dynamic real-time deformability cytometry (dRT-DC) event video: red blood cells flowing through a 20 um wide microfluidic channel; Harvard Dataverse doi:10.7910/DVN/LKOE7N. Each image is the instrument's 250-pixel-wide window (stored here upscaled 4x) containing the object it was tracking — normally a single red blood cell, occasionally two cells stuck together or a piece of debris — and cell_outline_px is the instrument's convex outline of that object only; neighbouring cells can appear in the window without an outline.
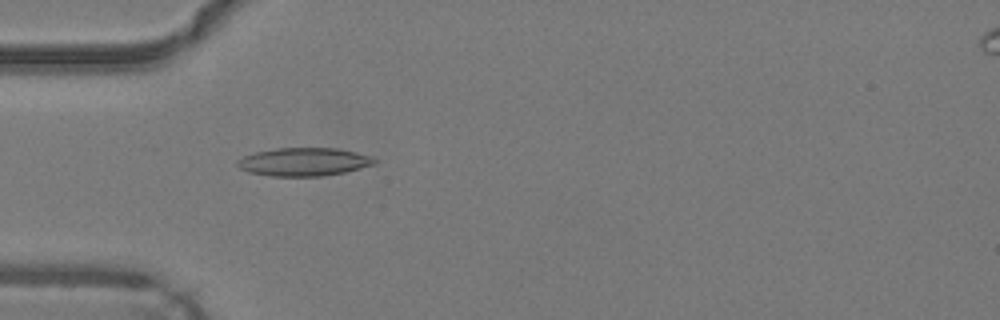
{"species": "common noctule bat (a hibernating species)", "species_latin": "Nyctalus noctula", "temperature_condition": "warm", "stored_images_in_passage": 28, "camera_frame_rate_fps": 3000, "um_per_image_px": 0.085, "animal": {"sex": "male", "body_mass_g": 19.2, "forearm_length_mm": 51.8}, "frame": {"image": 1, "passage_image": 5, "time_ms": 1.333, "image_size_px": [1000, 320], "cell_outline_px": [[376, 164], [344, 172], [320, 176], [272, 176], [248, 172], [240, 168], [236, 164], [236, 160], [244, 156], [256, 152], [276, 148], [336, 148], [356, 152], [372, 156], [376, 160]], "centroid_in_image_um": [25.82, 13.75], "position_along_channel_um": 59.2, "area_um2": 22.48}}
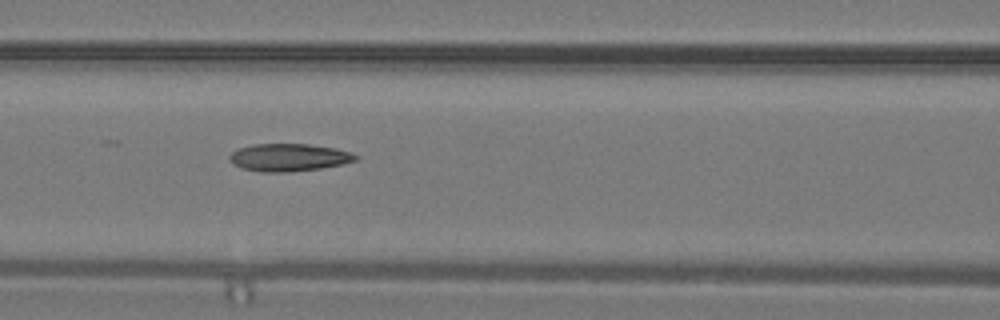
{"frame": {"image": 2, "passage_image": 11, "time_ms": 3.333, "image_size_px": [1000, 320], "cell_outline_px": [[360, 156], [356, 160], [344, 164], [320, 168], [288, 172], [260, 172], [240, 168], [232, 164], [228, 160], [228, 156], [236, 148], [252, 144], [308, 144], [336, 148], [352, 152]], "centroid_in_image_um": [24.52, 13.38], "position_along_channel_um": 142.1, "area_um2": 20.63}}
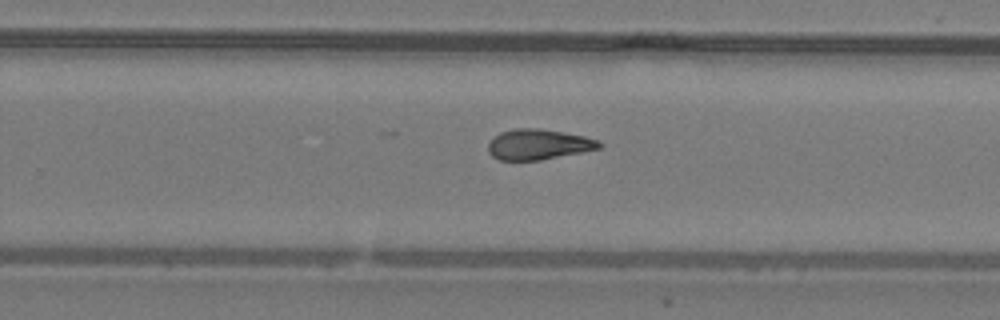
{"frame": {"image": 3, "passage_image": 21, "time_ms": 6.667, "image_size_px": [1000, 320], "cell_outline_px": [[604, 144], [600, 148], [540, 160], [500, 160], [492, 156], [488, 152], [488, 144], [500, 132], [516, 128], [540, 128], [564, 132], [584, 136], [600, 140]], "centroid_in_image_um": [45.78, 12.27], "position_along_channel_um": 284.0, "area_um2": 19.65}, "authors_computed_cell_mechanics": {"area_um2": 19.9699, "velocity_mm_per_s": 4.2824, "shape_relaxation_time_tau1_ms": null, "shape_relaxation_time_tau2_ms": 4.017, "deformation_change_tau1": null, "deformation_change_tau2": 0.1349}}